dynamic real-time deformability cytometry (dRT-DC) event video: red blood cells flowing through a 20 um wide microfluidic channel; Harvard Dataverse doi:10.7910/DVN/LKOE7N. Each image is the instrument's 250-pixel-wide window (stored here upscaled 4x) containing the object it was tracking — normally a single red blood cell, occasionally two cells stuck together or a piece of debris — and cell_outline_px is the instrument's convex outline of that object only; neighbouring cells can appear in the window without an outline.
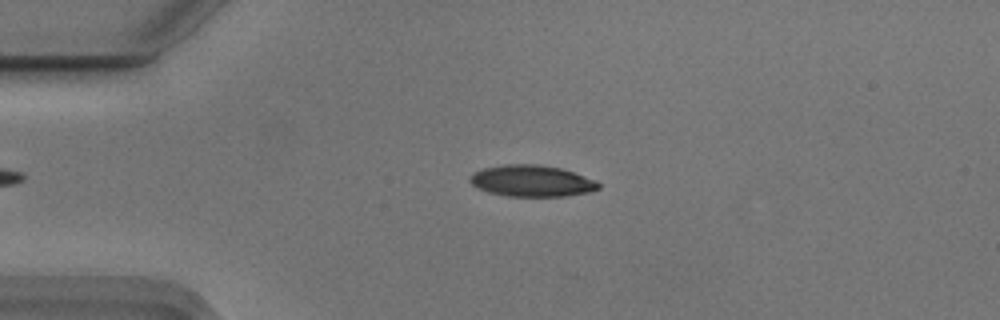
{"species": "Egyptian fruit bat (a non-hibernating species)", "species_latin": "Rousettus aegyptiacus", "temperature_condition": "cold", "stored_images_in_passage": 54, "camera_frame_rate_fps": 3000, "um_per_image_px": 0.085, "animal": {"sex": "male"}, "frame": {"image": 1, "passage_image": 12, "time_ms": 3.667, "image_size_px": [1000, 320], "cell_outline_px": [[600, 188], [592, 192], [564, 196], [508, 196], [488, 192], [472, 184], [468, 180], [468, 176], [472, 172], [484, 168], [504, 164], [540, 164], [560, 168], [596, 180], [600, 184]], "centroid_in_image_um": [45.19, 15.37], "position_along_channel_um": 39.8, "area_um2": 23.64}}
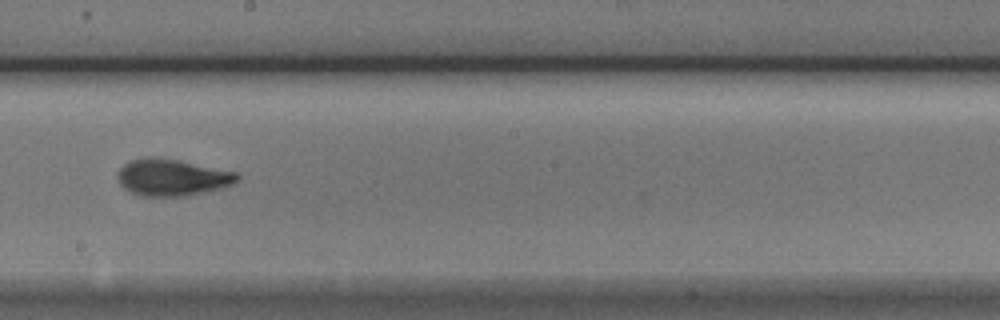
{"frame": {"image": 2, "passage_image": 30, "time_ms": 9.667, "image_size_px": [1000, 320], "cell_outline_px": [[240, 180], [232, 184], [220, 188], [184, 196], [140, 196], [124, 188], [120, 184], [116, 176], [116, 172], [124, 164], [132, 160], [148, 156], [156, 156], [180, 160], [236, 172], [240, 176]], "centroid_in_image_um": [14.6, 15.06], "position_along_channel_um": 233.6, "area_um2": 25.72}}
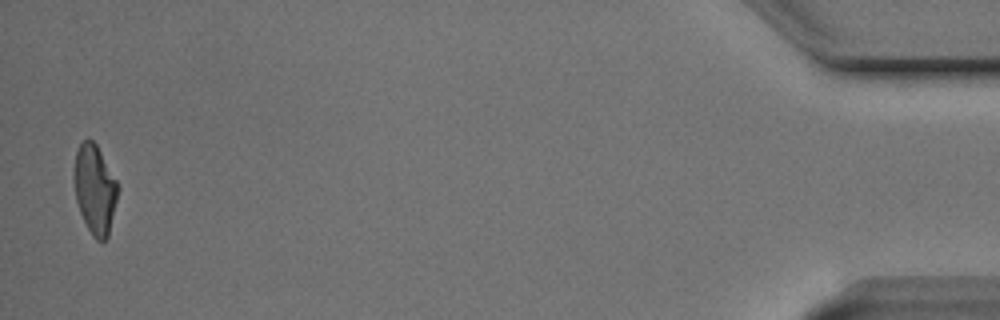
{"frame": {"image": 3, "passage_image": 53, "time_ms": 17.333, "image_size_px": [1000, 320], "cell_outline_px": [[120, 188], [108, 236], [104, 240], [96, 240], [92, 236], [80, 212], [76, 200], [72, 176], [76, 152], [80, 144], [84, 140], [92, 140], [96, 144], [116, 180]], "centroid_in_image_um": [8.05, 16.09], "position_along_channel_um": 427.1, "area_um2": 22.77}, "authors_computed_cell_mechanics": {"area_um2": 23.6113, "velocity_mm_per_s": 3.7291, "shape_relaxation_time_tau1_ms": 2.8788, "shape_relaxation_time_tau2_ms": 1.8177, "deformation_change_tau1": 0.1451, "deformation_change_tau2": 0.0805}}